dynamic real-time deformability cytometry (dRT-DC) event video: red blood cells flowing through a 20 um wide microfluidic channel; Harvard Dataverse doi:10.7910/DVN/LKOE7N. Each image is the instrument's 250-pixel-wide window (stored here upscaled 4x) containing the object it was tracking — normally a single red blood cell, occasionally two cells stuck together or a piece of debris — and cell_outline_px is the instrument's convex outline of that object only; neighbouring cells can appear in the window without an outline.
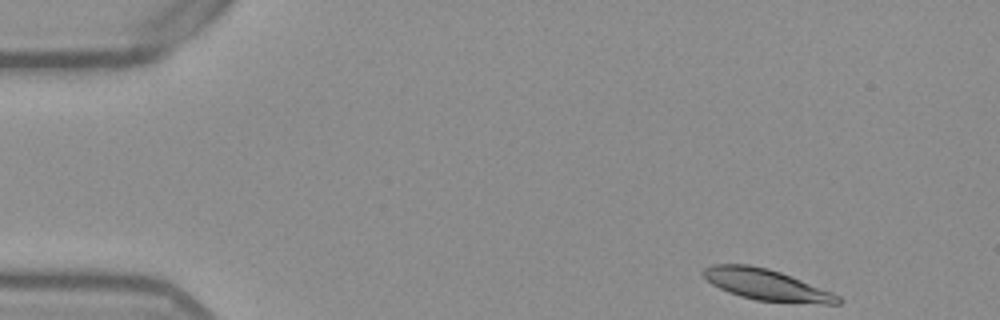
{"species": "Egyptian fruit bat (a non-hibernating species)", "species_latin": "Rousettus aegyptiacus", "temperature_condition": "warm", "stored_images_in_passage": 48, "camera_frame_rate_fps": 3000, "um_per_image_px": 0.085, "frame": {"image": 1, "passage_image": 1, "time_ms": 0.0, "image_size_px": [1000, 320], "cell_outline_px": [[844, 300], [840, 304], [824, 304], [756, 300], [740, 296], [728, 292], [712, 284], [704, 276], [704, 268], [712, 264], [748, 264], [768, 268], [780, 272], [832, 292], [840, 296]], "centroid_in_image_um": [65.18, 24.21], "position_along_channel_um": 19.8, "area_um2": 24.22}}
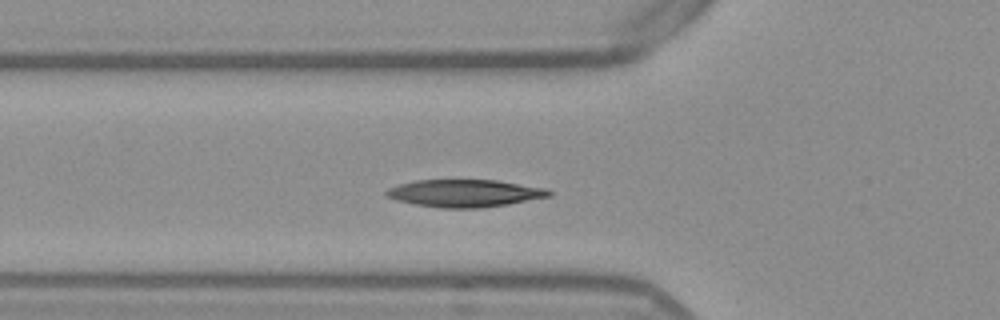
{"frame": {"image": 2, "passage_image": 14, "time_ms": 4.333, "image_size_px": [1000, 320], "cell_outline_px": [[552, 196], [508, 204], [480, 208], [436, 208], [396, 200], [384, 196], [384, 192], [388, 188], [400, 184], [416, 180], [496, 180], [548, 188], [552, 192]], "centroid_in_image_um": [39.51, 16.43], "position_along_channel_um": 86.3, "area_um2": 26.18}}
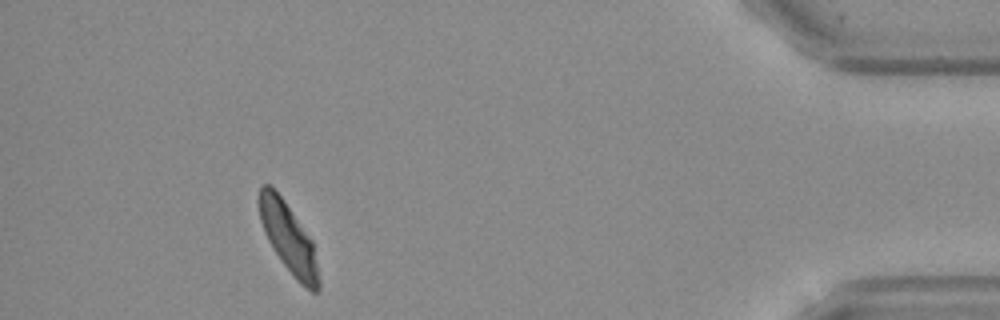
{"frame": {"image": 3, "passage_image": 44, "time_ms": 14.333, "image_size_px": [1000, 320], "cell_outline_px": [[320, 288], [316, 292], [312, 292], [300, 284], [296, 280], [280, 260], [272, 248], [264, 232], [260, 220], [260, 184], [268, 184], [284, 200], [312, 240], [320, 280]], "centroid_in_image_um": [24.54, 20.29], "position_along_channel_um": 410.7, "area_um2": 23.87}, "authors_computed_cell_mechanics": {"area_um2": 25.2586, "velocity_mm_per_s": 3.8142, "shape_relaxation_time_tau1_ms": 2.7356, "shape_relaxation_time_tau2_ms": 1.9756, "deformation_change_tau1": 0.1321, "deformation_change_tau2": 0.0704}}